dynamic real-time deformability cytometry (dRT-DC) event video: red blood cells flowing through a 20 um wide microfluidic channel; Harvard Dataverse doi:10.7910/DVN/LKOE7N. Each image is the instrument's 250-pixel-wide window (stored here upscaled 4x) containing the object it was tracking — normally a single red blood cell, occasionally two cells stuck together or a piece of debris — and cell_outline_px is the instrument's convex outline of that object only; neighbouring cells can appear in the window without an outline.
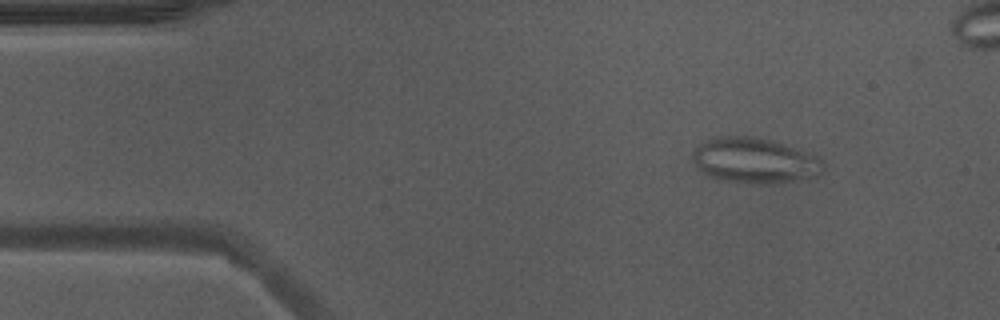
{"species": "Egyptian fruit bat (a non-hibernating species)", "species_latin": "Rousettus aegyptiacus", "temperature_condition": "warm", "stored_images_in_passage": 52, "segment_of_instrument_passage": [1, 2], "camera_frame_rate_fps": 3000, "um_per_image_px": 0.085, "animal": {"sex": "male"}, "frame": {"image": 1, "passage_image": 6, "time_ms": 1.667, "image_size_px": [1000, 320], "cell_outline_px": [[824, 168], [816, 176], [792, 180], [764, 184], [744, 184], [704, 176], [692, 160], [692, 156], [696, 148], [700, 144], [716, 136], [752, 136], [768, 140], [792, 148], [820, 160], [824, 164]], "centroid_in_image_um": [64.02, 13.67], "position_along_channel_um": 21.0, "area_um2": 33.87}}